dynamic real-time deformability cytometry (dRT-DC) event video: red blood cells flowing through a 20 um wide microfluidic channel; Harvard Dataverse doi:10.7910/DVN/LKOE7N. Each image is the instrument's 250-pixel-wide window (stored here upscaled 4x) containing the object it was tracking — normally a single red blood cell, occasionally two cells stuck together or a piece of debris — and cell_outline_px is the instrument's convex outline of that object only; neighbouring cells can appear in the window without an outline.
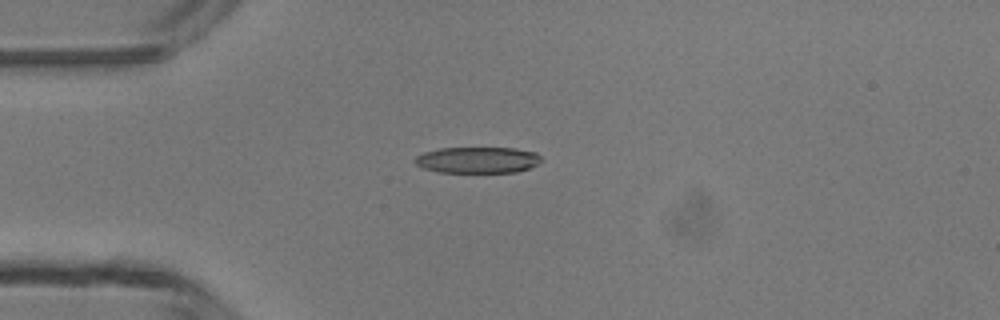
{"species": "common noctule bat (a hibernating species)", "species_latin": "Nyctalus noctula", "temperature_condition": "room temperature", "stored_images_in_passage": 3, "camera_frame_rate_fps": 3000, "um_per_image_px": 0.085, "animal": {"sex": "male", "body_mass_g": 13.3}, "frame": {"image": 1, "passage_image": 2, "time_ms": 1.667, "image_size_px": [1000, 320], "cell_outline_px": [[540, 160], [536, 164], [528, 168], [516, 172], [440, 172], [424, 168], [416, 164], [412, 160], [416, 156], [424, 152], [440, 148], [516, 148], [536, 152], [540, 156]], "centroid_in_image_um": [40.57, 13.59], "position_along_channel_um": 44.4, "area_um2": 19.19}}